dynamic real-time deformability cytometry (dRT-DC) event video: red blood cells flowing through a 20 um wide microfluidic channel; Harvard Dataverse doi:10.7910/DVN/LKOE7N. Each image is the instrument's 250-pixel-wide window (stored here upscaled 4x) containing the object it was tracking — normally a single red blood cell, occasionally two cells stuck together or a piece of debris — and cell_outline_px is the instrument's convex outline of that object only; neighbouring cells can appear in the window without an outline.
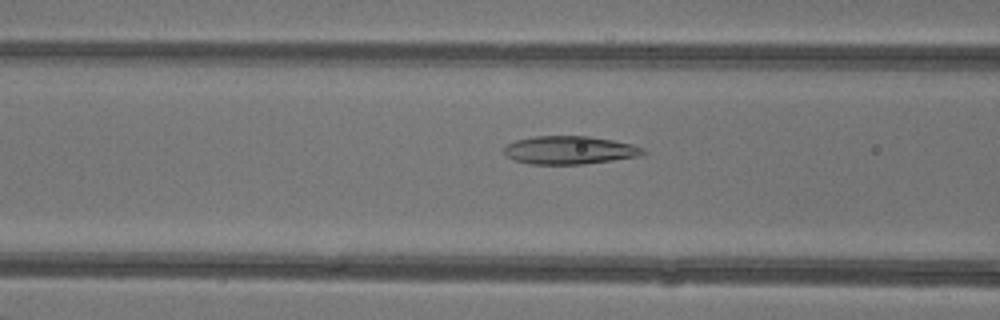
{"species": "common noctule bat (a hibernating species)", "species_latin": "Nyctalus noctula", "temperature_condition": "warm", "stored_images_in_passage": 38, "camera_frame_rate_fps": 3000, "um_per_image_px": 0.085, "animal": {"sex": "female"}, "frame": {"image": 1, "passage_image": 10, "time_ms": 3.0, "image_size_px": [1000, 320], "cell_outline_px": [[648, 152], [640, 156], [612, 160], [580, 164], [532, 164], [512, 160], [504, 152], [504, 148], [508, 144], [516, 140], [536, 136], [588, 136], [612, 140], [632, 144], [644, 148]], "centroid_in_image_um": [48.43, 12.76], "position_along_channel_um": 118.2, "area_um2": 22.72}}
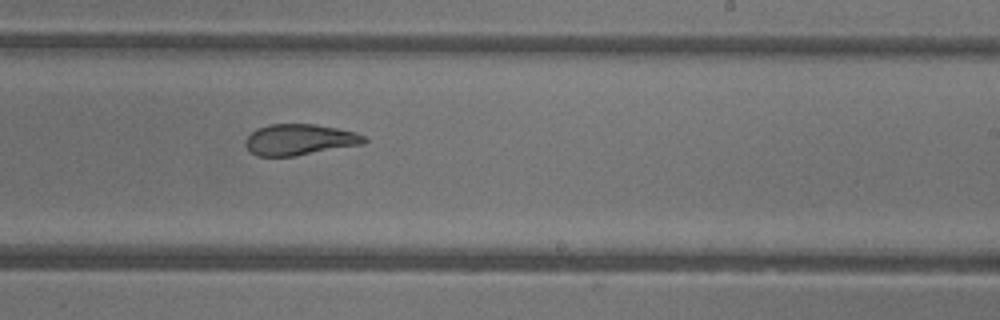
{"frame": {"image": 2, "passage_image": 20, "time_ms": 6.333, "image_size_px": [1000, 320], "cell_outline_px": [[368, 140], [364, 144], [296, 156], [256, 156], [244, 144], [244, 140], [256, 128], [268, 124], [316, 124], [356, 132], [364, 136]], "centroid_in_image_um": [25.46, 11.87], "position_along_channel_um": 263.5, "area_um2": 21.62}}
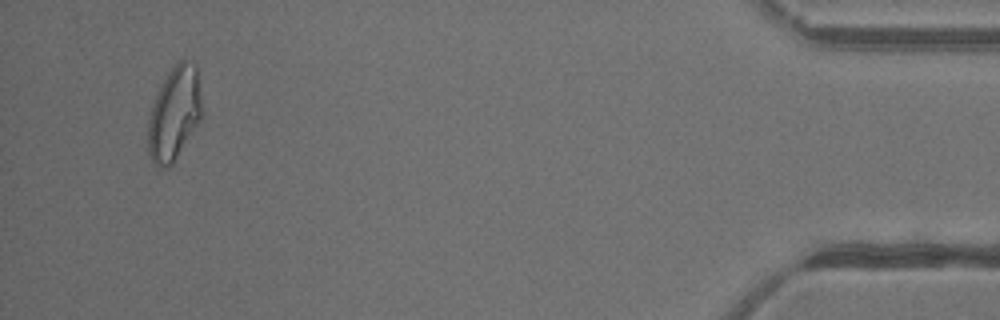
{"frame": {"image": 3, "passage_image": 36, "time_ms": 11.667, "image_size_px": [1000, 320], "cell_outline_px": [[200, 120], [172, 164], [168, 168], [156, 168], [148, 152], [148, 120], [152, 104], [156, 92], [160, 84], [168, 72], [180, 60], [192, 60], [196, 64], [200, 100]], "centroid_in_image_um": [14.77, 9.66], "position_along_channel_um": 420.4, "area_um2": 29.13}, "authors_computed_cell_mechanics": {"area_um2": 24.0737, "velocity_mm_per_s": 4.3538, "shape_relaxation_time_tau1_ms": 10.7161, "shape_relaxation_time_tau2_ms": 1.8849, "deformation_change_tau1": 0.3085, "deformation_change_tau2": 0.0855}}